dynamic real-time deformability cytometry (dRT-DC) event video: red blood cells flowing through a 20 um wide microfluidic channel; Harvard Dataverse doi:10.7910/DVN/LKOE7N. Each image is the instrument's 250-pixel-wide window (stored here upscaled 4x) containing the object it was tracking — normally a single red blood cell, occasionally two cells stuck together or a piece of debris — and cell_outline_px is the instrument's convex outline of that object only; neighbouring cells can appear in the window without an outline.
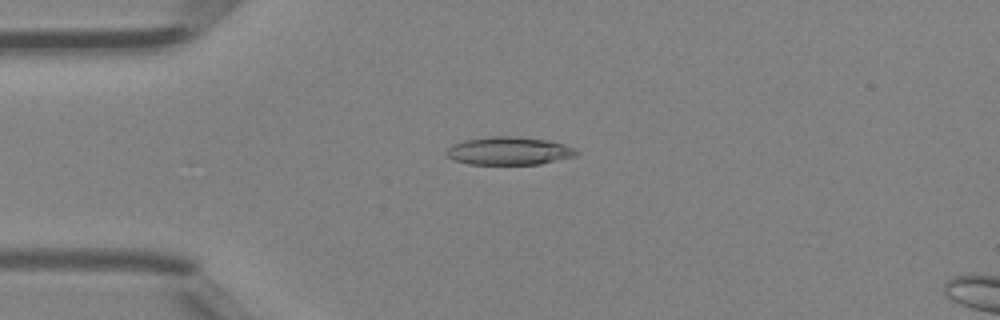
{"species": "Egyptian fruit bat (a non-hibernating species)", "species_latin": "Rousettus aegyptiacus", "temperature_condition": "room temperature", "stored_images_in_passage": 5, "camera_frame_rate_fps": 3000, "um_per_image_px": 0.085, "animal": {"sex": "female"}, "frame": {"image": 1, "passage_image": 4, "time_ms": 1.0, "image_size_px": [1000, 320], "cell_outline_px": [[580, 152], [576, 156], [540, 164], [468, 164], [452, 160], [444, 152], [452, 144], [464, 140], [488, 136], [508, 136], [548, 140], [564, 144]], "centroid_in_image_um": [43.23, 12.83], "position_along_channel_um": 41.8, "area_um2": 21.27}}